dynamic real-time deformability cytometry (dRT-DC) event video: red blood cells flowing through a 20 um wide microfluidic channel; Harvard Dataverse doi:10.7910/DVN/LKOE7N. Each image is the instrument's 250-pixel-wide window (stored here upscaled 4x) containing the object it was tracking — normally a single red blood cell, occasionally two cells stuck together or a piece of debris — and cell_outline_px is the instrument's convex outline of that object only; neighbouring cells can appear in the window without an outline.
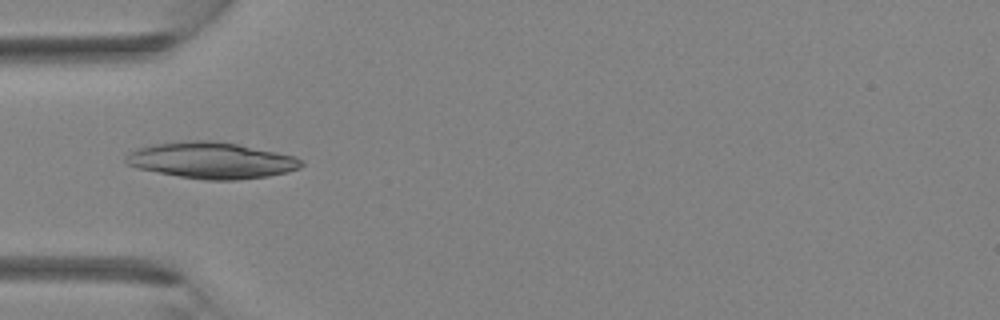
{"species": "Egyptian fruit bat (a non-hibernating species)", "species_latin": "Rousettus aegyptiacus", "temperature_condition": "room temperature", "stored_images_in_passage": 4, "camera_frame_rate_fps": 3000, "um_per_image_px": 0.085, "animal": {"sex": "female"}, "frame": {"image": 1, "passage_image": 4, "time_ms": 4.333, "image_size_px": [1000, 320], "cell_outline_px": [[304, 164], [300, 168], [288, 172], [268, 176], [236, 180], [204, 180], [180, 176], [136, 168], [128, 164], [124, 160], [124, 156], [128, 152], [136, 148], [152, 144], [188, 140], [212, 140], [236, 144], [296, 156], [304, 160]], "centroid_in_image_um": [17.97, 13.63], "position_along_channel_um": 67.0, "area_um2": 37.28}}